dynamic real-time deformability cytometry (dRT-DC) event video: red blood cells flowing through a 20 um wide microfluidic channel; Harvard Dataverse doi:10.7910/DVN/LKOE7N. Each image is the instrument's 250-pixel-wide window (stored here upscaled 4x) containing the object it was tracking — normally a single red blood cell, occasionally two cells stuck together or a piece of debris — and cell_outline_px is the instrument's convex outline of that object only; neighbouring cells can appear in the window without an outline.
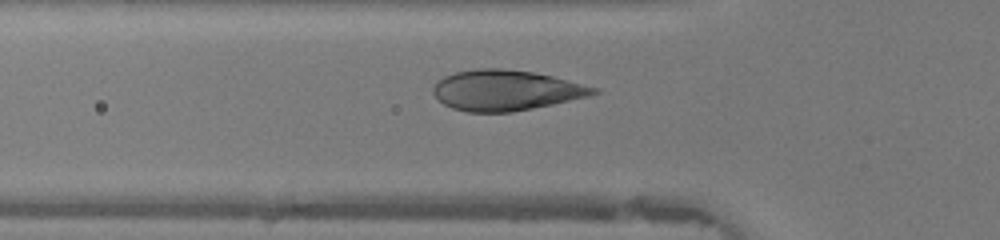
{"species": "human", "species_latin": "Homo sapiens", "temperature_condition": "warm", "stored_images_in_passage": 46, "camera_frame_rate_fps": 3000, "um_per_image_px": 0.085, "donor": {"sex": "female"}, "frame": {"image": 1, "passage_image": 15, "time_ms": 4.667, "image_size_px": [1000, 240], "cell_outline_px": [[600, 92], [588, 96], [552, 104], [512, 112], [468, 112], [452, 108], [444, 104], [432, 92], [432, 88], [444, 76], [456, 72], [480, 68], [500, 68], [532, 72], [552, 76], [600, 88]], "centroid_in_image_um": [43.01, 7.67], "position_along_channel_um": 82.8, "area_um2": 37.51}}
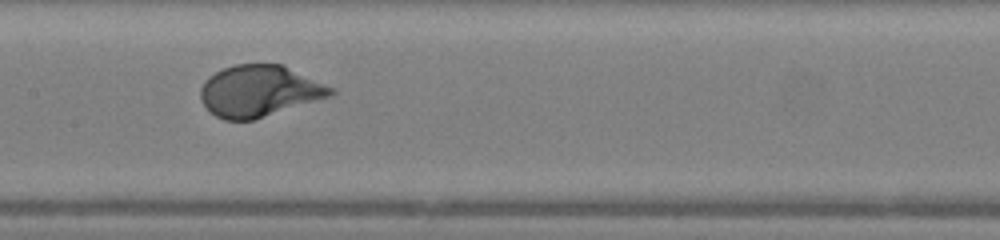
{"frame": {"image": 2, "passage_image": 22, "time_ms": 7.0, "image_size_px": [1000, 240], "cell_outline_px": [[336, 92], [332, 96], [252, 120], [224, 120], [216, 116], [200, 100], [200, 88], [204, 80], [216, 72], [224, 68], [236, 64], [284, 64], [336, 88]], "centroid_in_image_um": [22.08, 7.72], "position_along_channel_um": 185.3, "area_um2": 39.19}}
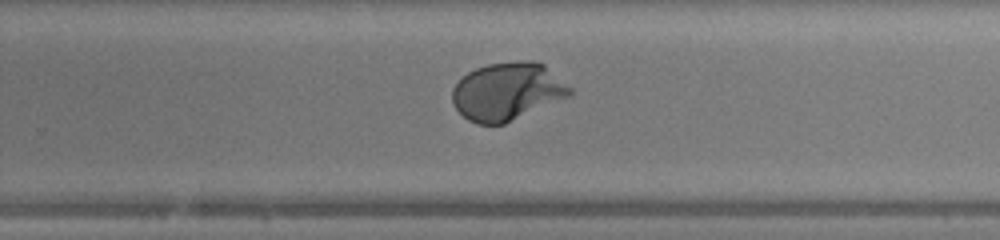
{"frame": {"image": 3, "passage_image": 29, "time_ms": 9.333, "image_size_px": [1000, 240], "cell_outline_px": [[576, 92], [568, 96], [504, 124], [476, 124], [468, 120], [452, 104], [452, 88], [468, 72], [476, 68], [488, 64], [520, 60], [528, 60], [544, 64], [572, 88]], "centroid_in_image_um": [43.12, 7.76], "position_along_channel_um": 286.7, "area_um2": 39.42}, "authors_computed_cell_mechanics": {"area_um2": 39.9976, "velocity_mm_per_s": 4.3619, "shape_relaxation_time_tau1_ms": 2.4491, "shape_relaxation_time_tau2_ms": null, "deformation_change_tau1": 0.2076, "deformation_change_tau2": null}}